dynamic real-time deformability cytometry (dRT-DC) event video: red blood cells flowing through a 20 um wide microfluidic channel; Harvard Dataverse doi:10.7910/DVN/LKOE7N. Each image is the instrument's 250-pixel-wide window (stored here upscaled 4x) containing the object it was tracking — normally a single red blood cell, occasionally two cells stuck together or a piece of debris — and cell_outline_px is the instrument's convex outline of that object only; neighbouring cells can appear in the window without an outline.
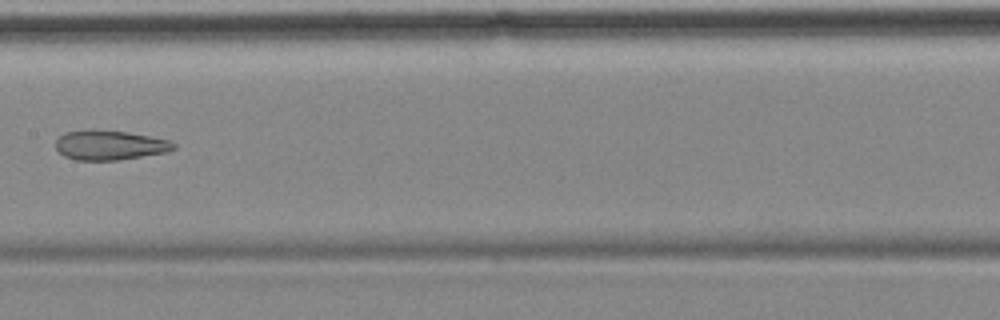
{"species": "common noctule bat (a hibernating species)", "species_latin": "Nyctalus noctula", "temperature_condition": "cold", "stored_images_in_passage": 9, "camera_frame_rate_fps": 3000, "um_per_image_px": 0.085, "animal": {"sex": "female", "body_mass_g": 18.4}, "frame": {"image": 1, "passage_image": 8, "time_ms": 9.0, "image_size_px": [1000, 320], "cell_outline_px": [[176, 148], [164, 152], [116, 160], [76, 160], [64, 156], [56, 148], [56, 140], [64, 132], [92, 128], [128, 132], [168, 140], [176, 144]], "centroid_in_image_um": [9.27, 12.31], "position_along_channel_um": 198.1, "area_um2": 20.35}}
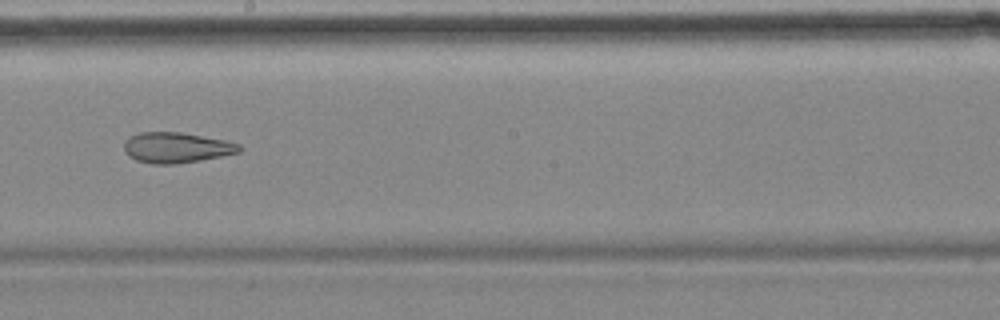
{"frame": {"image": 2, "passage_image": 9, "time_ms": 10.0, "image_size_px": [1000, 320], "cell_outline_px": [[244, 148], [240, 152], [200, 160], [176, 164], [152, 164], [136, 160], [128, 156], [124, 152], [124, 140], [128, 136], [140, 132], [180, 132], [224, 140], [240, 144]], "centroid_in_image_um": [14.96, 12.54], "position_along_channel_um": 233.2, "area_um2": 20.63}}